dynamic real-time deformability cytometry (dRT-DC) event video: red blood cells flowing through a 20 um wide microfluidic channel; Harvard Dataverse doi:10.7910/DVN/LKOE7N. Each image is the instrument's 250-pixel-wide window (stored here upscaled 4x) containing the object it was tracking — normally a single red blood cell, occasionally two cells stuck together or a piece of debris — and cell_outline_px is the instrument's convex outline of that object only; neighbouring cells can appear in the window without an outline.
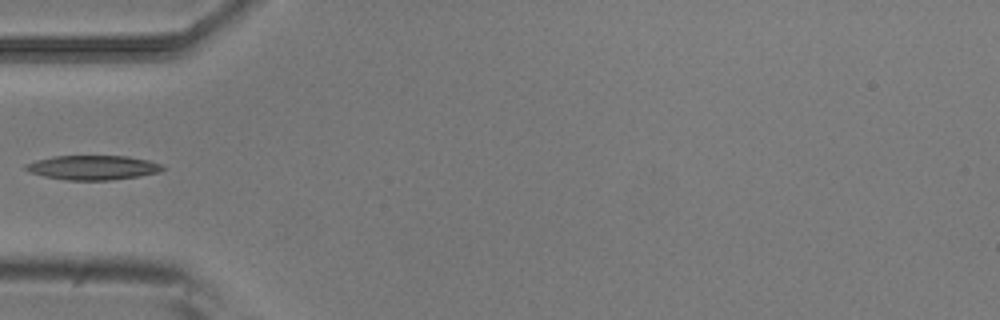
{"species": "common noctule bat (a hibernating species)", "species_latin": "Nyctalus noctula", "temperature_condition": "room temperature", "stored_images_in_passage": 7, "camera_frame_rate_fps": 3000, "um_per_image_px": 0.085, "animal": {"sex": "male", "body_mass_g": 20.5, "forearm_length_mm": 52.5}, "frame": {"image": 1, "passage_image": 6, "time_ms": 1.667, "image_size_px": [1000, 320], "cell_outline_px": [[164, 168], [160, 172], [140, 176], [108, 180], [68, 180], [44, 176], [28, 172], [24, 168], [24, 164], [36, 160], [52, 156], [128, 156], [148, 160], [160, 164]], "centroid_in_image_um": [7.86, 14.24], "position_along_channel_um": 77.1, "area_um2": 19.48}}
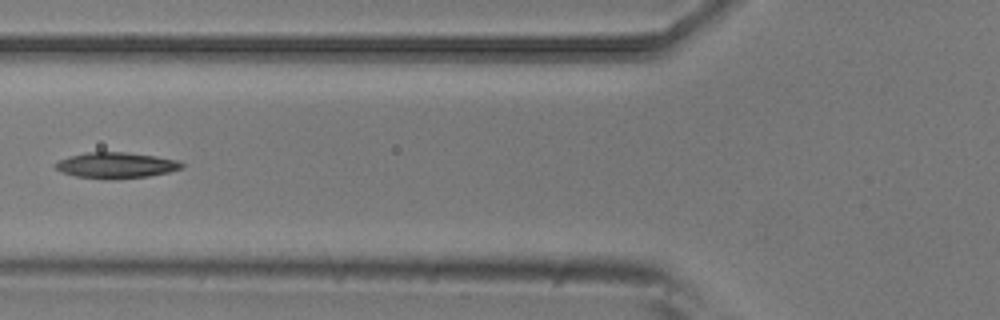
{"frame": {"image": 2, "passage_image": 7, "time_ms": 2.0, "image_size_px": [1000, 320], "cell_outline_px": [[184, 164], [180, 168], [168, 172], [148, 176], [116, 180], [76, 176], [60, 172], [52, 164], [68, 156], [88, 152], [124, 152], [156, 156], [180, 160]], "centroid_in_image_um": [9.85, 14.05], "position_along_channel_um": 116.0, "area_um2": 19.13}}